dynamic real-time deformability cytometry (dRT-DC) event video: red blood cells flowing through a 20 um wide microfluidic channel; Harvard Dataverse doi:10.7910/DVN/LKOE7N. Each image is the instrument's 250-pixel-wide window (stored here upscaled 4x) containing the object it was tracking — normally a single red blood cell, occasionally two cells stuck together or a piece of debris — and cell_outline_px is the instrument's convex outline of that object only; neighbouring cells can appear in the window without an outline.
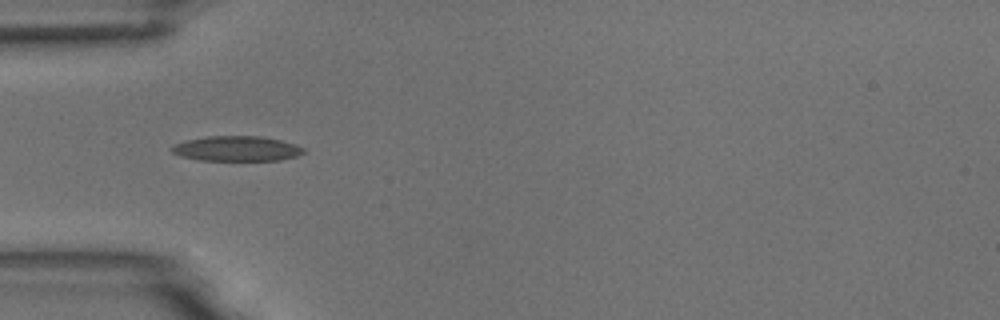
{"species": "common noctule bat (a hibernating species)", "species_latin": "Nyctalus noctula", "temperature_condition": "room temperature", "stored_images_in_passage": 4, "camera_frame_rate_fps": 3000, "um_per_image_px": 0.085, "animal": {"sex": "male", "body_mass_g": 18.8}, "frame": {"image": 1, "passage_image": 1, "time_ms": 0.0, "image_size_px": [1000, 320], "cell_outline_px": [[304, 152], [296, 156], [280, 160], [200, 160], [180, 156], [172, 152], [168, 148], [176, 144], [188, 140], [208, 136], [260, 136], [280, 140], [296, 144], [304, 148]], "centroid_in_image_um": [20.11, 12.63], "position_along_channel_um": 64.9, "area_um2": 19.13}}